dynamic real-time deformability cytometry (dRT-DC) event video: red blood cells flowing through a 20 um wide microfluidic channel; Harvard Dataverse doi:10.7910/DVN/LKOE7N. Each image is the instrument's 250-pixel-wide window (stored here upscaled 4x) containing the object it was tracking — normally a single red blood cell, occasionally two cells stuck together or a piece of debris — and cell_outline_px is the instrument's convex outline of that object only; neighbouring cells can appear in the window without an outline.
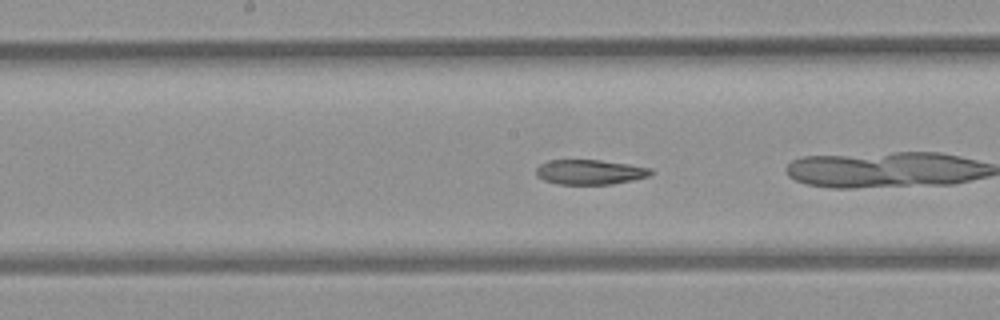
{"species": "common noctule bat (a hibernating species)", "species_latin": "Nyctalus noctula", "temperature_condition": "room temperature", "stored_images_in_passage": 39, "camera_frame_rate_fps": 3000, "um_per_image_px": 0.085, "animal": {"sex": "female", "body_mass_g": 21.9}, "frame": {"image": 1, "passage_image": 12, "time_ms": 3.667, "image_size_px": [1000, 320], "cell_outline_px": [[652, 172], [648, 176], [632, 180], [612, 184], [556, 184], [544, 180], [536, 176], [536, 168], [540, 164], [548, 160], [600, 160], [628, 164], [652, 168]], "centroid_in_image_um": [50.11, 14.62], "position_along_channel_um": 198.1, "area_um2": 16.59}}
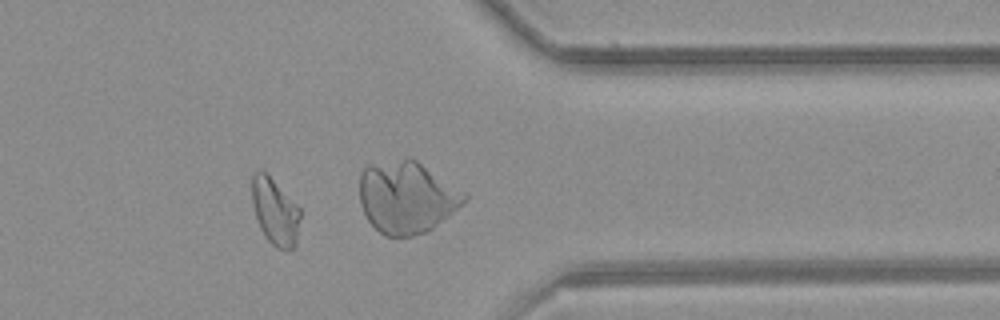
{"frame": {"image": 2, "passage_image": 28, "time_ms": 9.0, "image_size_px": [1000, 320], "cell_outline_px": [[300, 216], [296, 244], [292, 248], [276, 248], [264, 236], [260, 228], [252, 204], [252, 176], [256, 168], [260, 168], [300, 208]], "centroid_in_image_um": [23.35, 17.98], "position_along_channel_um": 388.0, "area_um2": 18.44}, "authors_computed_cell_mechanics": {"area_um2": 18.496, "velocity_mm_per_s": 3.9419, "shape_relaxation_time_tau1_ms": null, "shape_relaxation_time_tau2_ms": 2.4618, "deformation_change_tau1": null, "deformation_change_tau2": 0.0725}}